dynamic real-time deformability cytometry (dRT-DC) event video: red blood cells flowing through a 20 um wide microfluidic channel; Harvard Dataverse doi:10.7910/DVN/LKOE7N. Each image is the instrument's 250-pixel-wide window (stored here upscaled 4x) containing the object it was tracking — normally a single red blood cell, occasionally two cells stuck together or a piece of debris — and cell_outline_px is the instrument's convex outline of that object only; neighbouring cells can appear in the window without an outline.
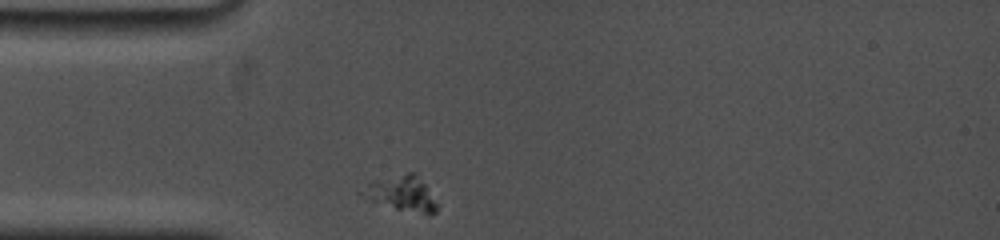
{"species": "common noctule bat (a hibernating species)", "species_latin": "Nyctalus noctula", "temperature_condition": "cold", "stored_images_in_passage": 42, "camera_frame_rate_fps": 5000, "um_per_image_px": 0.085, "animal": {"sex": "female", "body_mass_g": 19.0, "forearm_length_mm": 53.3}, "frame": {"image": 1, "passage_image": 1, "time_ms": 0.0, "image_size_px": [1000, 240], "cell_outline_px": [[440, 204], [436, 212], [424, 212], [396, 208], [360, 196], [360, 192], [368, 180], [408, 172], [412, 172], [424, 184]], "centroid_in_image_um": [34.09, 16.39], "position_along_channel_um": 50.9, "area_um2": 14.97}}
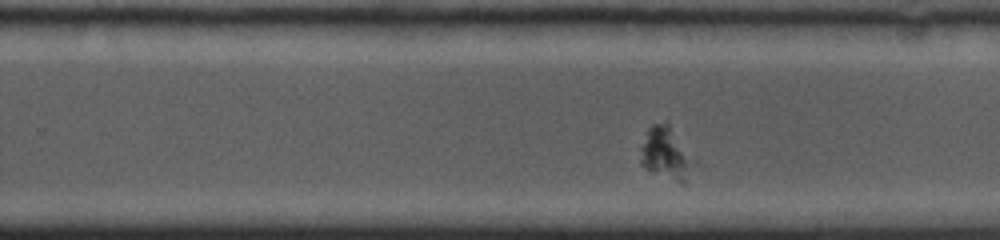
{"frame": {"image": 2, "passage_image": 24, "time_ms": 6.6, "image_size_px": [1000, 240], "cell_outline_px": [[696, 164], [688, 184], [684, 184], [644, 168], [640, 164], [640, 148], [648, 128], [652, 124], [668, 120]], "centroid_in_image_um": [56.64, 13.04], "position_along_channel_um": 273.2, "area_um2": 16.59}}
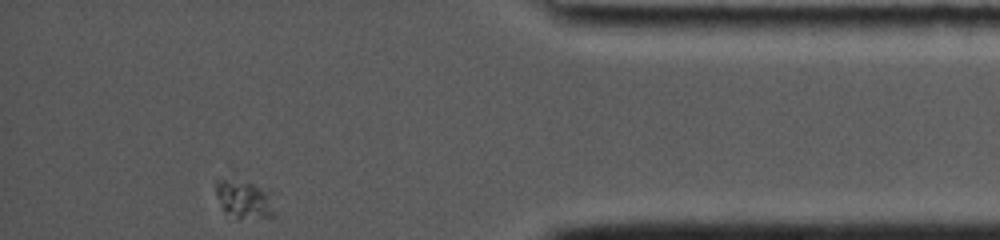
{"frame": {"image": 3, "passage_image": 42, "time_ms": 11.2, "image_size_px": [1000, 240], "cell_outline_px": [[276, 216], [240, 220], [236, 220], [224, 208], [216, 196], [212, 180], [224, 180], [252, 184], [272, 192]], "centroid_in_image_um": [20.79, 16.99], "position_along_channel_um": 414.4, "area_um2": 13.24}}